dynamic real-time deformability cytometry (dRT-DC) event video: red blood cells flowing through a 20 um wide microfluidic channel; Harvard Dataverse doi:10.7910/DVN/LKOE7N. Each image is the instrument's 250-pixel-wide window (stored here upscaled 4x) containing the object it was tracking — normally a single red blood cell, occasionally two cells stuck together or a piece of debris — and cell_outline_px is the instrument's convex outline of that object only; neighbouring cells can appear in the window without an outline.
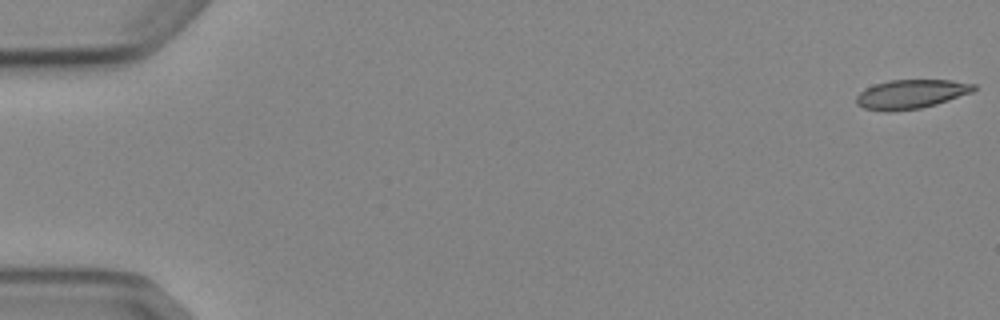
{"species": "Egyptian fruit bat (a non-hibernating species)", "species_latin": "Rousettus aegyptiacus", "temperature_condition": "cold", "stored_images_in_passage": 5, "camera_frame_rate_fps": 3000, "um_per_image_px": 0.085, "animal": {"sex": "female"}, "frame": {"image": 1, "passage_image": 1, "time_ms": 0.0, "image_size_px": [1000, 320], "cell_outline_px": [[976, 88], [972, 92], [936, 104], [920, 108], [888, 112], [864, 108], [856, 104], [856, 96], [860, 92], [876, 84], [888, 80], [952, 80], [976, 84]], "centroid_in_image_um": [77.44, 8.0], "position_along_channel_um": 7.6, "area_um2": 19.77}}
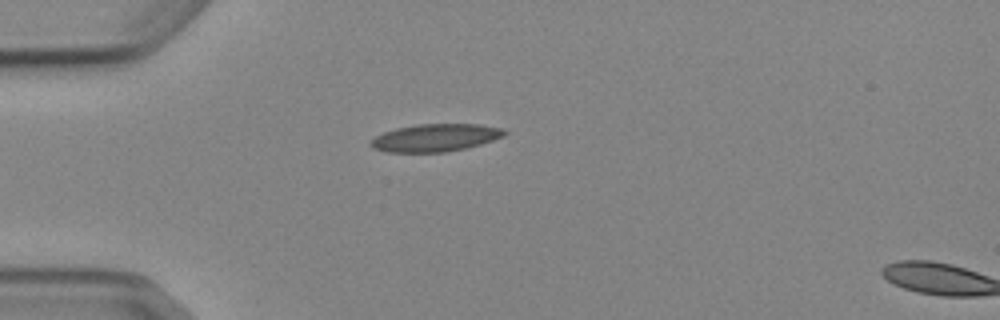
{"frame": {"image": 2, "passage_image": 5, "time_ms": 4.667, "image_size_px": [1000, 320], "cell_outline_px": [[508, 132], [504, 136], [480, 144], [464, 148], [444, 152], [388, 152], [372, 148], [368, 144], [376, 136], [384, 132], [396, 128], [416, 124], [480, 124], [504, 128]], "centroid_in_image_um": [37.01, 11.7], "position_along_channel_um": 48.0, "area_um2": 21.5}}